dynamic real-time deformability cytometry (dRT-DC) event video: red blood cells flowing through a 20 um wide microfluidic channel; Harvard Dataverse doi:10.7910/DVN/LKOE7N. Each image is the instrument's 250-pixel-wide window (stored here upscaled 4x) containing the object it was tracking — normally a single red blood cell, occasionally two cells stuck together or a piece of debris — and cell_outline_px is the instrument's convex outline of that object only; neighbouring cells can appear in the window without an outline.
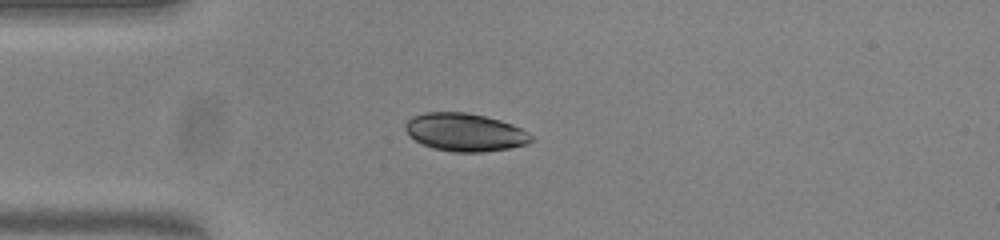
{"species": "common noctule bat (a hibernating species)", "species_latin": "Nyctalus noctula", "temperature_condition": "warm", "stored_images_in_passage": 41, "camera_frame_rate_fps": 3000, "um_per_image_px": 0.085, "animal": {"sex": "female", "body_mass_g": 23.0, "forearm_length_mm": 53.4}, "frame": {"image": 1, "passage_image": 1, "time_ms": 0.0, "image_size_px": [1000, 240], "cell_outline_px": [[536, 140], [528, 144], [508, 148], [484, 152], [452, 152], [432, 148], [408, 136], [404, 128], [404, 124], [412, 116], [424, 112], [464, 112], [484, 116], [500, 120], [512, 124], [528, 132]], "centroid_in_image_um": [39.52, 11.24], "position_along_channel_um": 45.5, "area_um2": 28.03}}
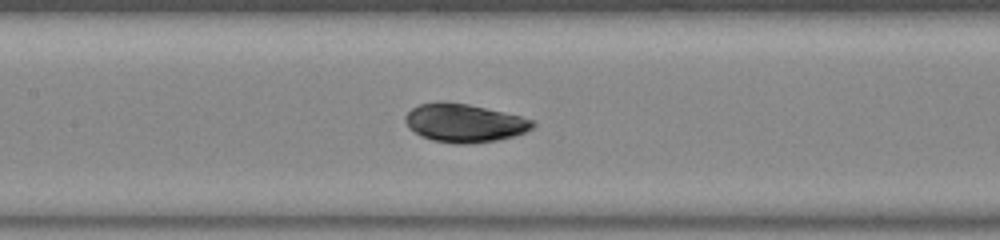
{"frame": {"image": 2, "passage_image": 12, "time_ms": 3.667, "image_size_px": [1000, 240], "cell_outline_px": [[536, 124], [532, 128], [524, 132], [512, 136], [496, 140], [460, 144], [456, 144], [432, 140], [420, 136], [408, 128], [404, 120], [404, 116], [412, 108], [420, 104], [436, 100], [440, 100], [468, 104], [520, 116], [532, 120]], "centroid_in_image_um": [39.4, 10.44], "position_along_channel_um": 168.0, "area_um2": 28.44}}
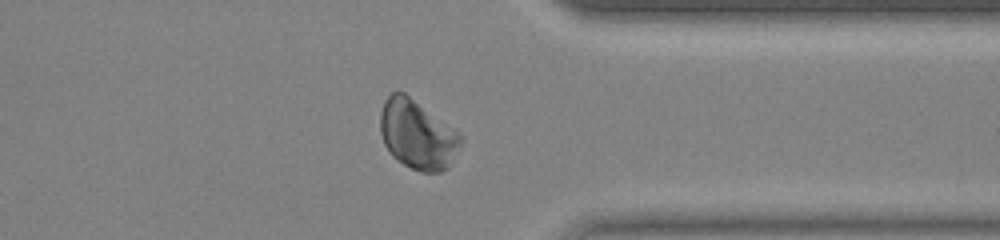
{"frame": {"image": 3, "passage_image": 29, "time_ms": 9.333, "image_size_px": [1000, 240], "cell_outline_px": [[464, 136], [452, 164], [448, 168], [440, 172], [420, 172], [396, 160], [388, 152], [384, 144], [380, 132], [380, 112], [384, 100], [392, 92], [404, 92], [460, 132]], "centroid_in_image_um": [35.49, 11.45], "position_along_channel_um": 375.9, "area_um2": 32.77}, "authors_computed_cell_mechanics": {"area_um2": 29.6514, "velocity_mm_per_s": 3.7842, "shape_relaxation_time_tau1_ms": 1.8954, "shape_relaxation_time_tau2_ms": 0.9696, "deformation_change_tau1": 0.0701, "deformation_change_tau2": 0.0242}}